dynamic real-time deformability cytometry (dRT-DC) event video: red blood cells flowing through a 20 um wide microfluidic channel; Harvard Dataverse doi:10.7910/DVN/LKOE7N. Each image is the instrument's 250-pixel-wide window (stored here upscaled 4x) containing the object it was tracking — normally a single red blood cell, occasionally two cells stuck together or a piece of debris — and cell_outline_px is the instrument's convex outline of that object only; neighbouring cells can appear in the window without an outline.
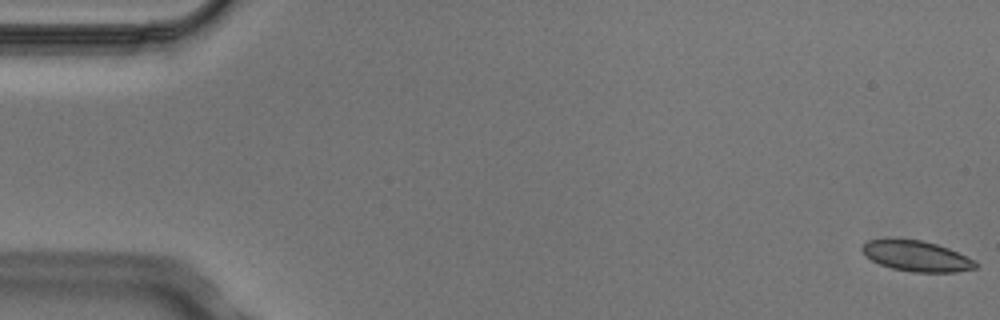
{"species": "Egyptian fruit bat (a non-hibernating species)", "species_latin": "Rousettus aegyptiacus", "temperature_condition": "cold", "stored_images_in_passage": 5, "camera_frame_rate_fps": 3000, "um_per_image_px": 0.085, "animal": {"sex": "male"}, "frame": {"image": 1, "passage_image": 1, "time_ms": 0.0, "image_size_px": [1000, 320], "cell_outline_px": [[980, 264], [976, 268], [956, 272], [912, 272], [892, 268], [880, 264], [872, 260], [860, 248], [868, 240], [888, 236], [892, 236], [920, 240], [936, 244], [948, 248], [968, 256], [976, 260]], "centroid_in_image_um": [77.91, 21.73], "position_along_channel_um": 7.1, "area_um2": 20.75}}